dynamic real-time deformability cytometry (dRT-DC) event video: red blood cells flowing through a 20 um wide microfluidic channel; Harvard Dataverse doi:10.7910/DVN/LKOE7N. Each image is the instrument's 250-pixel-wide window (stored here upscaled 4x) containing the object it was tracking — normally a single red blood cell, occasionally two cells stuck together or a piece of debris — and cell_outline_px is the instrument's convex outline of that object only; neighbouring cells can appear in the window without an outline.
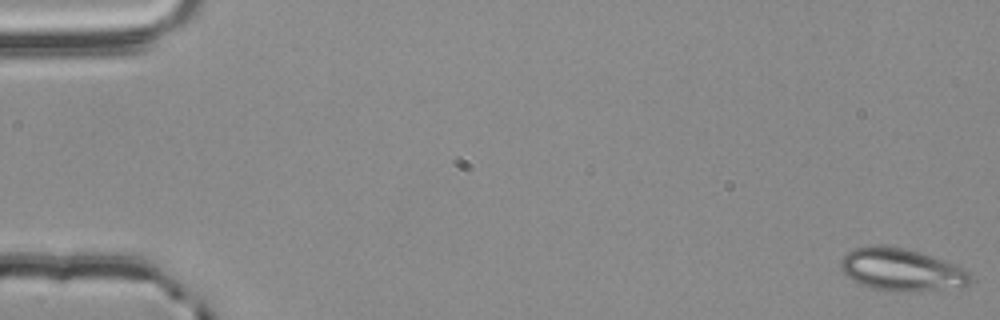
{"species": "common noctule bat (a hibernating species)", "species_latin": "Nyctalus noctula", "temperature_condition": "room temperature", "stored_images_in_passage": 18, "camera_frame_rate_fps": 3000, "um_per_image_px": 0.085, "animal": {"sex": "male", "body_mass_g": 20.4}, "frame": {"image": 1, "passage_image": 1, "time_ms": 0.0, "image_size_px": [1000, 320], "cell_outline_px": [[972, 280], [964, 288], [908, 292], [872, 288], [852, 280], [840, 268], [840, 260], [848, 252], [856, 248], [876, 244], [880, 244], [904, 248], [920, 252], [956, 264], [964, 268], [972, 276]], "centroid_in_image_um": [76.68, 22.93], "position_along_channel_um": 8.3, "area_um2": 32.37}}